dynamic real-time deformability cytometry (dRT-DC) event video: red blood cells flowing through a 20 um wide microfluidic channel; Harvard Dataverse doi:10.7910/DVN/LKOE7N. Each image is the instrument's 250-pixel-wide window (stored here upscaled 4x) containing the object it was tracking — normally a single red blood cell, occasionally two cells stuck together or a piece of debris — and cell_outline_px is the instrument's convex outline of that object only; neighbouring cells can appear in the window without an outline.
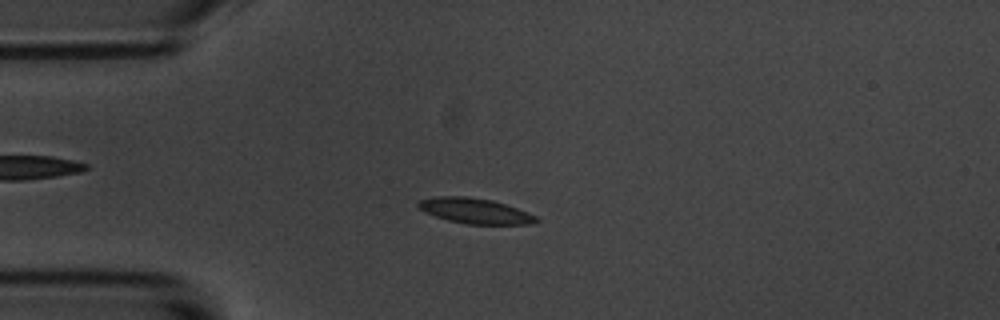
{"species": "common noctule bat (a hibernating species)", "species_latin": "Nyctalus noctula", "temperature_condition": "room temperature", "stored_images_in_passage": 46, "camera_frame_rate_fps": 3000, "um_per_image_px": 0.085, "animal": {"sex": "male", "body_mass_g": 20.1, "forearm_length_mm": 53.5}, "frame": {"image": 1, "passage_image": 3, "time_ms": 0.667, "image_size_px": [1000, 320], "cell_outline_px": [[540, 220], [532, 224], [464, 224], [448, 220], [424, 212], [416, 204], [420, 200], [436, 196], [468, 196], [492, 200], [516, 208], [536, 216]], "centroid_in_image_um": [40.36, 17.92], "position_along_channel_um": 44.6, "area_um2": 17.34}}
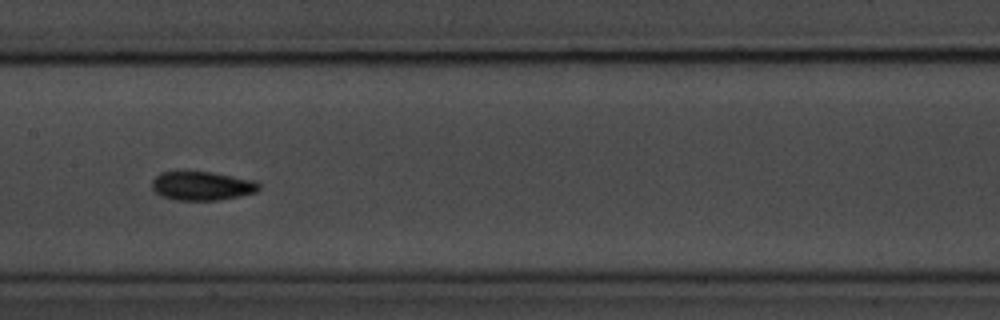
{"frame": {"image": 2, "passage_image": 17, "time_ms": 5.333, "image_size_px": [1000, 320], "cell_outline_px": [[260, 188], [256, 192], [240, 196], [220, 200], [176, 200], [160, 196], [152, 188], [152, 180], [160, 172], [212, 172], [252, 180], [260, 184]], "centroid_in_image_um": [17.16, 15.81], "position_along_channel_um": 190.2, "area_um2": 17.92}}
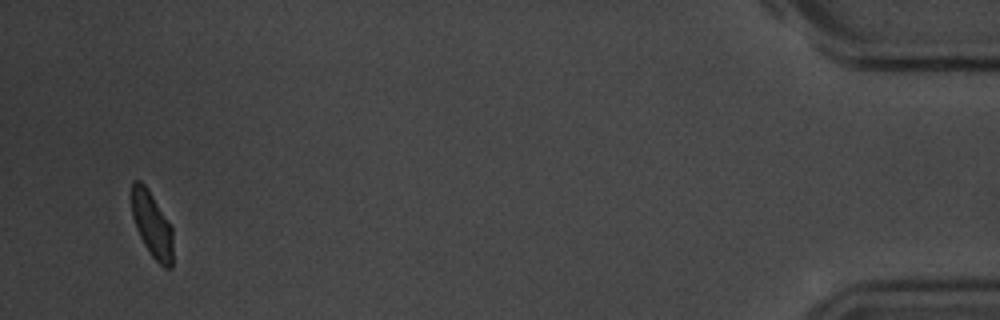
{"frame": {"image": 3, "passage_image": 44, "time_ms": 14.333, "image_size_px": [1000, 320], "cell_outline_px": [[172, 268], [164, 268], [152, 256], [144, 244], [136, 228], [132, 216], [132, 180], [140, 180], [144, 184], [152, 196], [172, 228]], "centroid_in_image_um": [12.91, 19.11], "position_along_channel_um": 422.3, "area_um2": 15.43}, "authors_computed_cell_mechanics": {"area_um2": 16.8487, "velocity_mm_per_s": 3.4792, "shape_relaxation_time_tau1_ms": 3.834, "shape_relaxation_time_tau2_ms": null, "deformation_change_tau1": 0.1245, "deformation_change_tau2": null}}